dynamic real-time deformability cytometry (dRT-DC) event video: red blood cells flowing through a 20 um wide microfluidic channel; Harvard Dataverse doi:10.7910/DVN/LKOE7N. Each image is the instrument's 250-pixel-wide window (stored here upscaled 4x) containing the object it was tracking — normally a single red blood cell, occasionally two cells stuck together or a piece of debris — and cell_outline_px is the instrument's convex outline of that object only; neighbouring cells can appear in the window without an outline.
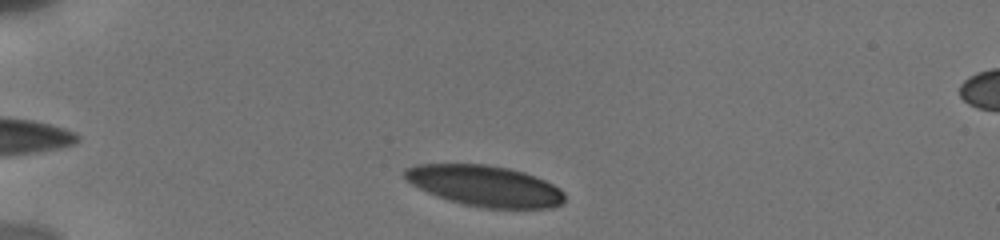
{"species": "human", "species_latin": "Homo sapiens", "temperature_condition": "cold", "stored_images_in_passage": 22, "camera_frame_rate_fps": 3000, "um_per_image_px": 0.085, "donor": {"sex": "male"}, "frame": {"image": 1, "passage_image": 3, "time_ms": 0.667, "image_size_px": [1000, 240], "cell_outline_px": [[564, 200], [560, 204], [552, 208], [484, 208], [464, 204], [428, 192], [412, 184], [404, 176], [404, 168], [416, 164], [484, 164], [508, 168], [524, 172], [544, 180], [560, 188], [564, 192]], "centroid_in_image_um": [41.23, 15.79], "position_along_channel_um": 43.8, "area_um2": 37.74}}
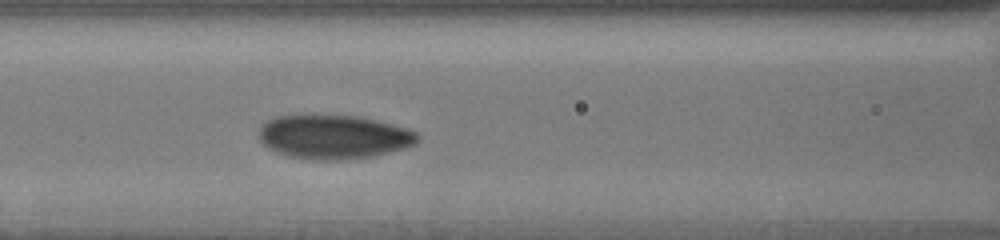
{"frame": {"image": 2, "passage_image": 13, "time_ms": 4.333, "image_size_px": [1000, 240], "cell_outline_px": [[420, 140], [416, 144], [408, 148], [372, 156], [336, 160], [312, 160], [288, 156], [276, 152], [268, 148], [260, 140], [260, 128], [268, 120], [276, 116], [356, 116], [376, 120], [408, 128], [416, 132], [420, 136]], "centroid_in_image_um": [28.42, 11.65], "position_along_channel_um": 138.2, "area_um2": 40.52}}
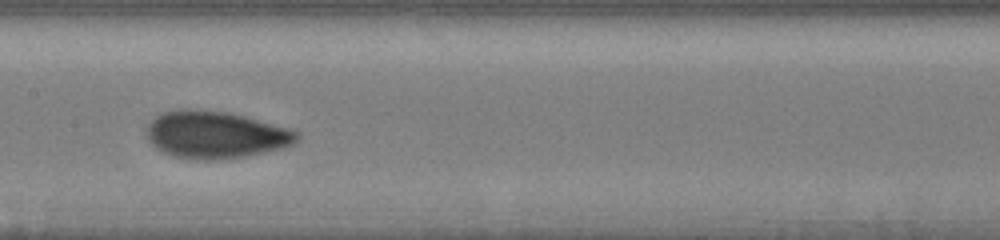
{"frame": {"image": 3, "passage_image": 19, "time_ms": 5.667, "image_size_px": [1000, 240], "cell_outline_px": [[300, 136], [292, 144], [284, 148], [244, 156], [216, 160], [196, 160], [176, 156], [164, 152], [156, 148], [148, 140], [148, 124], [160, 112], [180, 108], [184, 108], [228, 112], [244, 116], [288, 128], [300, 132]], "centroid_in_image_um": [18.31, 11.44], "position_along_channel_um": 189.1, "area_um2": 41.27}}